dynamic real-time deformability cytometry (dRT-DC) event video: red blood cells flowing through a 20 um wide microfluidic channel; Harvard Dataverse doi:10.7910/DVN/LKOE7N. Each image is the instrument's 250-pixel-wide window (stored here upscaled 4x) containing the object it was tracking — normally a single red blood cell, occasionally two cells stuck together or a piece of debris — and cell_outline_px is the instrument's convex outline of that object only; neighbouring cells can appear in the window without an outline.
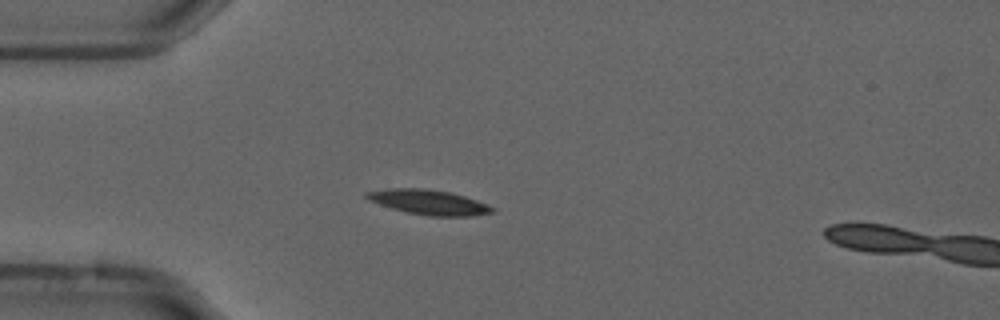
{"species": "common noctule bat (a hibernating species)", "species_latin": "Nyctalus noctula", "temperature_condition": "cold", "stored_images_in_passage": 44, "camera_frame_rate_fps": 3000, "um_per_image_px": 0.085, "animal": {"sex": "male", "forearm_length_mm": 52.5}, "frame": {"image": 1, "passage_image": 3, "time_ms": 0.667, "image_size_px": [1000, 320], "cell_outline_px": [[496, 212], [472, 216], [428, 216], [408, 212], [392, 208], [368, 200], [364, 196], [364, 192], [388, 188], [420, 188], [452, 192], [488, 204], [496, 208]], "centroid_in_image_um": [36.47, 17.18], "position_along_channel_um": 48.5, "area_um2": 18.32}}
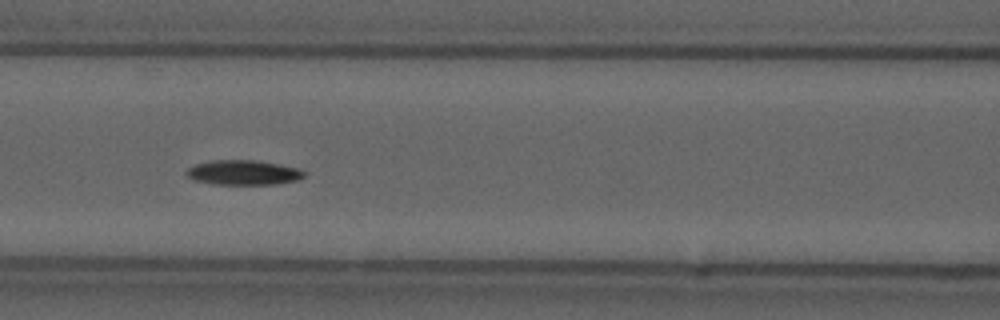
{"frame": {"image": 2, "passage_image": 12, "time_ms": 3.667, "image_size_px": [1000, 320], "cell_outline_px": [[308, 172], [300, 180], [276, 184], [212, 184], [192, 180], [184, 172], [188, 168], [196, 164], [212, 160], [256, 160], [280, 164], [300, 168]], "centroid_in_image_um": [20.73, 14.66], "position_along_channel_um": 145.9, "area_um2": 17.28}}
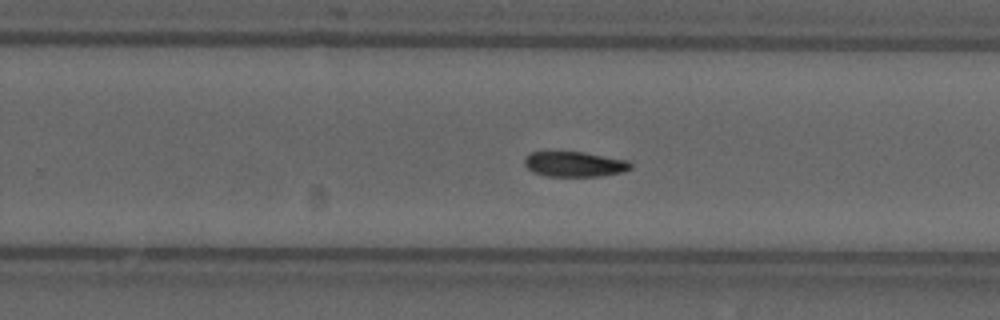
{"frame": {"image": 3, "passage_image": 23, "time_ms": 7.333, "image_size_px": [1000, 320], "cell_outline_px": [[632, 168], [624, 172], [600, 176], [544, 176], [532, 172], [524, 164], [524, 156], [532, 152], [584, 152], [628, 160], [632, 164]], "centroid_in_image_um": [48.84, 13.96], "position_along_channel_um": 281.0, "area_um2": 15.72}, "authors_computed_cell_mechanics": {"area_um2": 16.3285, "velocity_mm_per_s": 3.7095, "shape_relaxation_time_tau1_ms": 3.5927, "shape_relaxation_time_tau2_ms": null, "deformation_change_tau1": 0.1324, "deformation_change_tau2": null}}